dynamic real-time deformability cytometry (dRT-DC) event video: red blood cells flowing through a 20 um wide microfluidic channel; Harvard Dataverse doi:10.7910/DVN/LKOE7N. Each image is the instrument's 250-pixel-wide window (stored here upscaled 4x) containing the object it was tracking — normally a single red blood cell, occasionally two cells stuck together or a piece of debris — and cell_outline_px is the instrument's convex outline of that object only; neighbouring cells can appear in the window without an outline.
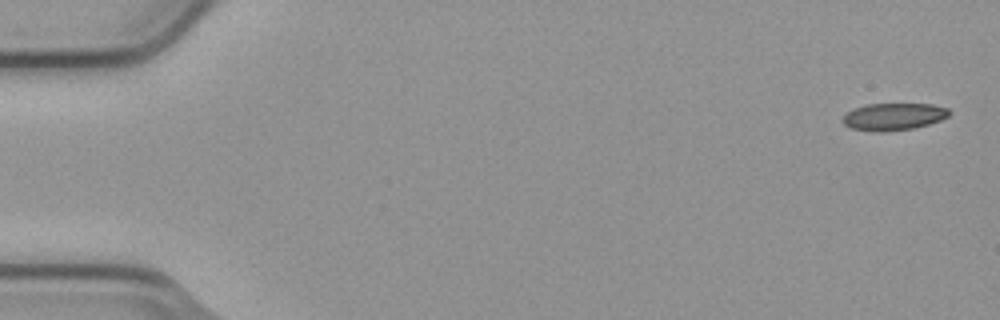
{"species": "common noctule bat (a hibernating species)", "species_latin": "Nyctalus noctula", "temperature_condition": "cold", "stored_images_in_passage": 4, "camera_frame_rate_fps": 3000, "um_per_image_px": 0.085, "animal": {"sex": "male", "body_mass_g": 23.1, "forearm_length_mm": 52.7}, "frame": {"image": 1, "passage_image": 1, "time_ms": 0.0, "image_size_px": [1000, 320], "cell_outline_px": [[952, 112], [948, 116], [940, 120], [928, 124], [912, 128], [880, 132], [872, 132], [852, 128], [844, 124], [840, 120], [852, 108], [868, 104], [932, 104], [948, 108]], "centroid_in_image_um": [75.94, 9.91], "position_along_channel_um": 9.1, "area_um2": 16.88}}